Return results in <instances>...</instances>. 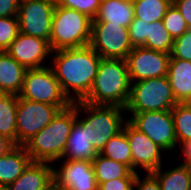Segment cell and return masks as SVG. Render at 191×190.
<instances>
[{"instance_id":"44dd1931","label":"cell","mask_w":191,"mask_h":190,"mask_svg":"<svg viewBox=\"0 0 191 190\" xmlns=\"http://www.w3.org/2000/svg\"><path fill=\"white\" fill-rule=\"evenodd\" d=\"M167 77L176 101L182 103L191 94V61L170 57Z\"/></svg>"},{"instance_id":"ac0fdd59","label":"cell","mask_w":191,"mask_h":190,"mask_svg":"<svg viewBox=\"0 0 191 190\" xmlns=\"http://www.w3.org/2000/svg\"><path fill=\"white\" fill-rule=\"evenodd\" d=\"M133 20L132 0H101V5L92 24H118L129 27Z\"/></svg>"},{"instance_id":"e575fe53","label":"cell","mask_w":191,"mask_h":190,"mask_svg":"<svg viewBox=\"0 0 191 190\" xmlns=\"http://www.w3.org/2000/svg\"><path fill=\"white\" fill-rule=\"evenodd\" d=\"M133 187H137V190H161L157 178L152 173H147L142 180L137 173Z\"/></svg>"},{"instance_id":"4fadbf2b","label":"cell","mask_w":191,"mask_h":190,"mask_svg":"<svg viewBox=\"0 0 191 190\" xmlns=\"http://www.w3.org/2000/svg\"><path fill=\"white\" fill-rule=\"evenodd\" d=\"M122 128L130 144L132 153V171L136 172L137 167L152 173L162 166V155L164 151L155 144L146 134L138 131L128 121Z\"/></svg>"},{"instance_id":"f1b7e54d","label":"cell","mask_w":191,"mask_h":190,"mask_svg":"<svg viewBox=\"0 0 191 190\" xmlns=\"http://www.w3.org/2000/svg\"><path fill=\"white\" fill-rule=\"evenodd\" d=\"M162 21L173 39L180 37L190 29L173 3L168 7Z\"/></svg>"},{"instance_id":"83f0119b","label":"cell","mask_w":191,"mask_h":190,"mask_svg":"<svg viewBox=\"0 0 191 190\" xmlns=\"http://www.w3.org/2000/svg\"><path fill=\"white\" fill-rule=\"evenodd\" d=\"M175 134L178 142H184L191 139V109L182 103H178L171 110Z\"/></svg>"},{"instance_id":"5bb4252c","label":"cell","mask_w":191,"mask_h":190,"mask_svg":"<svg viewBox=\"0 0 191 190\" xmlns=\"http://www.w3.org/2000/svg\"><path fill=\"white\" fill-rule=\"evenodd\" d=\"M54 169V186L58 190H98L91 161L64 160Z\"/></svg>"},{"instance_id":"7a4b0ae2","label":"cell","mask_w":191,"mask_h":190,"mask_svg":"<svg viewBox=\"0 0 191 190\" xmlns=\"http://www.w3.org/2000/svg\"><path fill=\"white\" fill-rule=\"evenodd\" d=\"M77 119V101L61 109L52 121L24 144L32 162L55 163L62 159Z\"/></svg>"},{"instance_id":"7402d4cb","label":"cell","mask_w":191,"mask_h":190,"mask_svg":"<svg viewBox=\"0 0 191 190\" xmlns=\"http://www.w3.org/2000/svg\"><path fill=\"white\" fill-rule=\"evenodd\" d=\"M97 185L118 178H136L137 172H133L127 165L107 158L100 153L91 161Z\"/></svg>"},{"instance_id":"8fae6325","label":"cell","mask_w":191,"mask_h":190,"mask_svg":"<svg viewBox=\"0 0 191 190\" xmlns=\"http://www.w3.org/2000/svg\"><path fill=\"white\" fill-rule=\"evenodd\" d=\"M56 0H36L19 6V32L50 42Z\"/></svg>"},{"instance_id":"d4e9b609","label":"cell","mask_w":191,"mask_h":190,"mask_svg":"<svg viewBox=\"0 0 191 190\" xmlns=\"http://www.w3.org/2000/svg\"><path fill=\"white\" fill-rule=\"evenodd\" d=\"M101 155L127 165L132 170V153L125 131L111 137L100 152Z\"/></svg>"},{"instance_id":"d6986e66","label":"cell","mask_w":191,"mask_h":190,"mask_svg":"<svg viewBox=\"0 0 191 190\" xmlns=\"http://www.w3.org/2000/svg\"><path fill=\"white\" fill-rule=\"evenodd\" d=\"M26 70L6 51H0V93L18 96Z\"/></svg>"},{"instance_id":"f35d334b","label":"cell","mask_w":191,"mask_h":190,"mask_svg":"<svg viewBox=\"0 0 191 190\" xmlns=\"http://www.w3.org/2000/svg\"><path fill=\"white\" fill-rule=\"evenodd\" d=\"M14 146L15 144L11 140L0 135V157L5 155Z\"/></svg>"},{"instance_id":"60d3db41","label":"cell","mask_w":191,"mask_h":190,"mask_svg":"<svg viewBox=\"0 0 191 190\" xmlns=\"http://www.w3.org/2000/svg\"><path fill=\"white\" fill-rule=\"evenodd\" d=\"M36 0H18L19 5L25 4V3H29V2H33Z\"/></svg>"},{"instance_id":"4dcf8cb0","label":"cell","mask_w":191,"mask_h":190,"mask_svg":"<svg viewBox=\"0 0 191 190\" xmlns=\"http://www.w3.org/2000/svg\"><path fill=\"white\" fill-rule=\"evenodd\" d=\"M58 6L74 9L95 19L101 0H56Z\"/></svg>"},{"instance_id":"7c38bea8","label":"cell","mask_w":191,"mask_h":190,"mask_svg":"<svg viewBox=\"0 0 191 190\" xmlns=\"http://www.w3.org/2000/svg\"><path fill=\"white\" fill-rule=\"evenodd\" d=\"M131 82L167 76L170 53L133 47L126 57Z\"/></svg>"},{"instance_id":"cb8c5ba5","label":"cell","mask_w":191,"mask_h":190,"mask_svg":"<svg viewBox=\"0 0 191 190\" xmlns=\"http://www.w3.org/2000/svg\"><path fill=\"white\" fill-rule=\"evenodd\" d=\"M152 174L157 178L161 190H191V167L181 163L162 172V166Z\"/></svg>"},{"instance_id":"836d02e7","label":"cell","mask_w":191,"mask_h":190,"mask_svg":"<svg viewBox=\"0 0 191 190\" xmlns=\"http://www.w3.org/2000/svg\"><path fill=\"white\" fill-rule=\"evenodd\" d=\"M136 178H118L100 183L98 190H133Z\"/></svg>"},{"instance_id":"8d00e7d4","label":"cell","mask_w":191,"mask_h":190,"mask_svg":"<svg viewBox=\"0 0 191 190\" xmlns=\"http://www.w3.org/2000/svg\"><path fill=\"white\" fill-rule=\"evenodd\" d=\"M172 3L181 13L186 24L191 29V0H172Z\"/></svg>"},{"instance_id":"f546056e","label":"cell","mask_w":191,"mask_h":190,"mask_svg":"<svg viewBox=\"0 0 191 190\" xmlns=\"http://www.w3.org/2000/svg\"><path fill=\"white\" fill-rule=\"evenodd\" d=\"M19 33L17 16L0 17V51H6Z\"/></svg>"},{"instance_id":"4316f807","label":"cell","mask_w":191,"mask_h":190,"mask_svg":"<svg viewBox=\"0 0 191 190\" xmlns=\"http://www.w3.org/2000/svg\"><path fill=\"white\" fill-rule=\"evenodd\" d=\"M173 41L174 39L164 27L162 20L148 24V37L145 48L171 53Z\"/></svg>"},{"instance_id":"5b68a950","label":"cell","mask_w":191,"mask_h":190,"mask_svg":"<svg viewBox=\"0 0 191 190\" xmlns=\"http://www.w3.org/2000/svg\"><path fill=\"white\" fill-rule=\"evenodd\" d=\"M80 111L86 113V118L79 121L86 126L88 142L100 153L109 139L119 133L123 128L122 111L125 108L119 106L92 105L80 101ZM85 111V112H84Z\"/></svg>"},{"instance_id":"3957f363","label":"cell","mask_w":191,"mask_h":190,"mask_svg":"<svg viewBox=\"0 0 191 190\" xmlns=\"http://www.w3.org/2000/svg\"><path fill=\"white\" fill-rule=\"evenodd\" d=\"M131 83L125 59L102 58L92 88L82 101L92 105L125 108Z\"/></svg>"},{"instance_id":"9a60e30c","label":"cell","mask_w":191,"mask_h":190,"mask_svg":"<svg viewBox=\"0 0 191 190\" xmlns=\"http://www.w3.org/2000/svg\"><path fill=\"white\" fill-rule=\"evenodd\" d=\"M6 52L26 69L41 68L48 55L52 56L49 41L18 33Z\"/></svg>"},{"instance_id":"484cf974","label":"cell","mask_w":191,"mask_h":190,"mask_svg":"<svg viewBox=\"0 0 191 190\" xmlns=\"http://www.w3.org/2000/svg\"><path fill=\"white\" fill-rule=\"evenodd\" d=\"M172 0H133L134 19L152 23L162 20Z\"/></svg>"},{"instance_id":"603a6c76","label":"cell","mask_w":191,"mask_h":190,"mask_svg":"<svg viewBox=\"0 0 191 190\" xmlns=\"http://www.w3.org/2000/svg\"><path fill=\"white\" fill-rule=\"evenodd\" d=\"M18 96L0 93V135L17 145Z\"/></svg>"},{"instance_id":"1f68e13d","label":"cell","mask_w":191,"mask_h":190,"mask_svg":"<svg viewBox=\"0 0 191 190\" xmlns=\"http://www.w3.org/2000/svg\"><path fill=\"white\" fill-rule=\"evenodd\" d=\"M170 57L191 61V29L174 39Z\"/></svg>"},{"instance_id":"e0dca14e","label":"cell","mask_w":191,"mask_h":190,"mask_svg":"<svg viewBox=\"0 0 191 190\" xmlns=\"http://www.w3.org/2000/svg\"><path fill=\"white\" fill-rule=\"evenodd\" d=\"M80 113H82L80 111V101H77V119L68 137L67 146L62 158L74 161H92L98 155V152L94 149L92 144L88 142L86 126L78 120Z\"/></svg>"},{"instance_id":"9c48e42d","label":"cell","mask_w":191,"mask_h":190,"mask_svg":"<svg viewBox=\"0 0 191 190\" xmlns=\"http://www.w3.org/2000/svg\"><path fill=\"white\" fill-rule=\"evenodd\" d=\"M60 109L47 103L30 101L18 96L17 145H24L45 128Z\"/></svg>"},{"instance_id":"277c9868","label":"cell","mask_w":191,"mask_h":190,"mask_svg":"<svg viewBox=\"0 0 191 190\" xmlns=\"http://www.w3.org/2000/svg\"><path fill=\"white\" fill-rule=\"evenodd\" d=\"M93 19L56 4L50 36L52 51L89 45Z\"/></svg>"},{"instance_id":"52a82bcc","label":"cell","mask_w":191,"mask_h":190,"mask_svg":"<svg viewBox=\"0 0 191 190\" xmlns=\"http://www.w3.org/2000/svg\"><path fill=\"white\" fill-rule=\"evenodd\" d=\"M18 96L30 101L57 106L60 110L73 103L63 93L50 66L27 69Z\"/></svg>"},{"instance_id":"d6a6232c","label":"cell","mask_w":191,"mask_h":190,"mask_svg":"<svg viewBox=\"0 0 191 190\" xmlns=\"http://www.w3.org/2000/svg\"><path fill=\"white\" fill-rule=\"evenodd\" d=\"M148 22L134 19L129 29V38L133 47H144L148 37Z\"/></svg>"},{"instance_id":"ab89813d","label":"cell","mask_w":191,"mask_h":190,"mask_svg":"<svg viewBox=\"0 0 191 190\" xmlns=\"http://www.w3.org/2000/svg\"><path fill=\"white\" fill-rule=\"evenodd\" d=\"M182 104L191 109V94L182 102Z\"/></svg>"},{"instance_id":"74e56055","label":"cell","mask_w":191,"mask_h":190,"mask_svg":"<svg viewBox=\"0 0 191 190\" xmlns=\"http://www.w3.org/2000/svg\"><path fill=\"white\" fill-rule=\"evenodd\" d=\"M181 151L183 156L185 157L184 162H182L184 165H187L191 167V139L181 142Z\"/></svg>"},{"instance_id":"d590c367","label":"cell","mask_w":191,"mask_h":190,"mask_svg":"<svg viewBox=\"0 0 191 190\" xmlns=\"http://www.w3.org/2000/svg\"><path fill=\"white\" fill-rule=\"evenodd\" d=\"M19 6L18 0H0V17L17 16Z\"/></svg>"},{"instance_id":"30bf717a","label":"cell","mask_w":191,"mask_h":190,"mask_svg":"<svg viewBox=\"0 0 191 190\" xmlns=\"http://www.w3.org/2000/svg\"><path fill=\"white\" fill-rule=\"evenodd\" d=\"M89 45L106 59H126L133 49L128 27L118 24H92Z\"/></svg>"},{"instance_id":"8992f818","label":"cell","mask_w":191,"mask_h":190,"mask_svg":"<svg viewBox=\"0 0 191 190\" xmlns=\"http://www.w3.org/2000/svg\"><path fill=\"white\" fill-rule=\"evenodd\" d=\"M178 104L167 76L131 83V92L125 111L141 113L172 110Z\"/></svg>"},{"instance_id":"ffe728a7","label":"cell","mask_w":191,"mask_h":190,"mask_svg":"<svg viewBox=\"0 0 191 190\" xmlns=\"http://www.w3.org/2000/svg\"><path fill=\"white\" fill-rule=\"evenodd\" d=\"M32 162L24 145H15L0 157V184L8 186L15 181Z\"/></svg>"},{"instance_id":"ba28073f","label":"cell","mask_w":191,"mask_h":190,"mask_svg":"<svg viewBox=\"0 0 191 190\" xmlns=\"http://www.w3.org/2000/svg\"><path fill=\"white\" fill-rule=\"evenodd\" d=\"M131 114L133 117L127 121L138 131L146 134L164 152L175 149L177 138L171 110Z\"/></svg>"},{"instance_id":"7bdbcfd3","label":"cell","mask_w":191,"mask_h":190,"mask_svg":"<svg viewBox=\"0 0 191 190\" xmlns=\"http://www.w3.org/2000/svg\"><path fill=\"white\" fill-rule=\"evenodd\" d=\"M50 190H58L55 186H53Z\"/></svg>"},{"instance_id":"b9f144b4","label":"cell","mask_w":191,"mask_h":190,"mask_svg":"<svg viewBox=\"0 0 191 190\" xmlns=\"http://www.w3.org/2000/svg\"><path fill=\"white\" fill-rule=\"evenodd\" d=\"M0 190H7V186L0 184Z\"/></svg>"},{"instance_id":"2e32d148","label":"cell","mask_w":191,"mask_h":190,"mask_svg":"<svg viewBox=\"0 0 191 190\" xmlns=\"http://www.w3.org/2000/svg\"><path fill=\"white\" fill-rule=\"evenodd\" d=\"M54 186V168L50 163L31 162L7 190H50Z\"/></svg>"},{"instance_id":"6da1fadb","label":"cell","mask_w":191,"mask_h":190,"mask_svg":"<svg viewBox=\"0 0 191 190\" xmlns=\"http://www.w3.org/2000/svg\"><path fill=\"white\" fill-rule=\"evenodd\" d=\"M50 66L63 93L72 102L83 100L90 92L102 57L90 46L53 51ZM75 96L71 94V89Z\"/></svg>"}]
</instances>
